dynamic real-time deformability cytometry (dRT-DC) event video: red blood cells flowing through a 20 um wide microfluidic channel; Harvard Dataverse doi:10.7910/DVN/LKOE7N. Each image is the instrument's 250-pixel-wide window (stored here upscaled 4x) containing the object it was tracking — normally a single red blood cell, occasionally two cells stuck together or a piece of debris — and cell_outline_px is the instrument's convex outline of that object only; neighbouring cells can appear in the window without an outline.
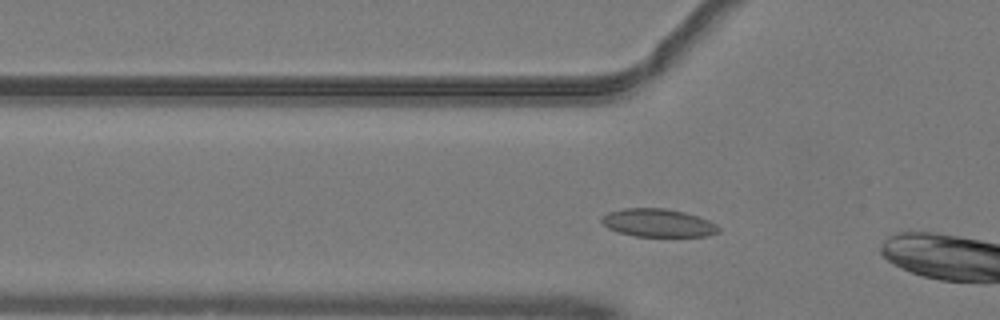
{"species": "common noctule bat (a hibernating species)", "species_latin": "Nyctalus noctula", "temperature_condition": "warm", "stored_images_in_passage": 5, "camera_frame_rate_fps": 3000, "um_per_image_px": 0.085, "animal": {"sex": "male", "body_mass_g": 19.2, "forearm_length_mm": 51.8}, "frame": {"image": 1, "passage_image": 3, "time_ms": 0.667, "image_size_px": [1000, 320], "cell_outline_px": [[720, 232], [708, 236], [636, 236], [620, 232], [608, 228], [600, 220], [608, 212], [624, 208], [664, 208], [684, 212], [708, 220], [716, 224], [720, 228]], "centroid_in_image_um": [55.96, 18.94], "position_along_channel_um": 69.8, "area_um2": 18.96}}